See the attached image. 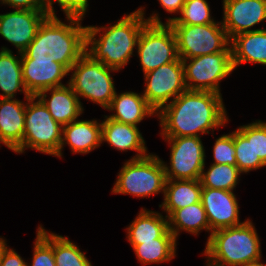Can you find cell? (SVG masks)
I'll return each instance as SVG.
<instances>
[{
    "instance_id": "6da1fadb",
    "label": "cell",
    "mask_w": 266,
    "mask_h": 266,
    "mask_svg": "<svg viewBox=\"0 0 266 266\" xmlns=\"http://www.w3.org/2000/svg\"><path fill=\"white\" fill-rule=\"evenodd\" d=\"M222 94L209 91H189L164 106L158 113L162 137H182L210 134L229 121Z\"/></svg>"
},
{
    "instance_id": "7a4b0ae2",
    "label": "cell",
    "mask_w": 266,
    "mask_h": 266,
    "mask_svg": "<svg viewBox=\"0 0 266 266\" xmlns=\"http://www.w3.org/2000/svg\"><path fill=\"white\" fill-rule=\"evenodd\" d=\"M144 10L141 7L130 14H125L108 27L86 26L85 53L107 67L118 71L124 68L132 57L134 48L137 47L143 27L147 23H163L157 13H152V16L145 19Z\"/></svg>"
},
{
    "instance_id": "3957f363",
    "label": "cell",
    "mask_w": 266,
    "mask_h": 266,
    "mask_svg": "<svg viewBox=\"0 0 266 266\" xmlns=\"http://www.w3.org/2000/svg\"><path fill=\"white\" fill-rule=\"evenodd\" d=\"M68 24L48 15L40 24L35 38L21 53V60H52L68 70L85 53L86 26L83 18L66 16Z\"/></svg>"
},
{
    "instance_id": "277c9868",
    "label": "cell",
    "mask_w": 266,
    "mask_h": 266,
    "mask_svg": "<svg viewBox=\"0 0 266 266\" xmlns=\"http://www.w3.org/2000/svg\"><path fill=\"white\" fill-rule=\"evenodd\" d=\"M207 266H247L262 258L260 239L252 221L215 230L207 238Z\"/></svg>"
},
{
    "instance_id": "5b68a950",
    "label": "cell",
    "mask_w": 266,
    "mask_h": 266,
    "mask_svg": "<svg viewBox=\"0 0 266 266\" xmlns=\"http://www.w3.org/2000/svg\"><path fill=\"white\" fill-rule=\"evenodd\" d=\"M166 180L162 160L150 153L145 157L129 159L124 163L112 193L145 198L160 192L164 193Z\"/></svg>"
},
{
    "instance_id": "8992f818",
    "label": "cell",
    "mask_w": 266,
    "mask_h": 266,
    "mask_svg": "<svg viewBox=\"0 0 266 266\" xmlns=\"http://www.w3.org/2000/svg\"><path fill=\"white\" fill-rule=\"evenodd\" d=\"M61 142L62 126L52 118L37 97L30 96L26 99L23 140L13 152L21 154L30 148L56 156L60 151Z\"/></svg>"
},
{
    "instance_id": "52a82bcc",
    "label": "cell",
    "mask_w": 266,
    "mask_h": 266,
    "mask_svg": "<svg viewBox=\"0 0 266 266\" xmlns=\"http://www.w3.org/2000/svg\"><path fill=\"white\" fill-rule=\"evenodd\" d=\"M113 71L118 72L84 53L69 70L72 75L68 84L79 100L83 97L106 109L116 93L114 79L110 74Z\"/></svg>"
},
{
    "instance_id": "ba28073f",
    "label": "cell",
    "mask_w": 266,
    "mask_h": 266,
    "mask_svg": "<svg viewBox=\"0 0 266 266\" xmlns=\"http://www.w3.org/2000/svg\"><path fill=\"white\" fill-rule=\"evenodd\" d=\"M177 40V52L180 59L231 52V40L222 22L203 25H170Z\"/></svg>"
},
{
    "instance_id": "9c48e42d",
    "label": "cell",
    "mask_w": 266,
    "mask_h": 266,
    "mask_svg": "<svg viewBox=\"0 0 266 266\" xmlns=\"http://www.w3.org/2000/svg\"><path fill=\"white\" fill-rule=\"evenodd\" d=\"M181 60L184 66V82L189 91L221 94V80L234 70L232 52H218Z\"/></svg>"
},
{
    "instance_id": "30bf717a",
    "label": "cell",
    "mask_w": 266,
    "mask_h": 266,
    "mask_svg": "<svg viewBox=\"0 0 266 266\" xmlns=\"http://www.w3.org/2000/svg\"><path fill=\"white\" fill-rule=\"evenodd\" d=\"M136 51L144 74L179 58L176 36L169 23H147Z\"/></svg>"
},
{
    "instance_id": "8fae6325",
    "label": "cell",
    "mask_w": 266,
    "mask_h": 266,
    "mask_svg": "<svg viewBox=\"0 0 266 266\" xmlns=\"http://www.w3.org/2000/svg\"><path fill=\"white\" fill-rule=\"evenodd\" d=\"M170 146V166L163 160L166 179L193 180L200 179L205 169V149L200 137H163Z\"/></svg>"
},
{
    "instance_id": "7c38bea8",
    "label": "cell",
    "mask_w": 266,
    "mask_h": 266,
    "mask_svg": "<svg viewBox=\"0 0 266 266\" xmlns=\"http://www.w3.org/2000/svg\"><path fill=\"white\" fill-rule=\"evenodd\" d=\"M144 79L146 88L142 94L157 113L187 90L180 58L147 72Z\"/></svg>"
},
{
    "instance_id": "4fadbf2b",
    "label": "cell",
    "mask_w": 266,
    "mask_h": 266,
    "mask_svg": "<svg viewBox=\"0 0 266 266\" xmlns=\"http://www.w3.org/2000/svg\"><path fill=\"white\" fill-rule=\"evenodd\" d=\"M49 11L14 9L0 14V35L23 53L35 38L36 32Z\"/></svg>"
},
{
    "instance_id": "5bb4252c",
    "label": "cell",
    "mask_w": 266,
    "mask_h": 266,
    "mask_svg": "<svg viewBox=\"0 0 266 266\" xmlns=\"http://www.w3.org/2000/svg\"><path fill=\"white\" fill-rule=\"evenodd\" d=\"M266 20V0H223L222 26L230 40Z\"/></svg>"
},
{
    "instance_id": "9a60e30c",
    "label": "cell",
    "mask_w": 266,
    "mask_h": 266,
    "mask_svg": "<svg viewBox=\"0 0 266 266\" xmlns=\"http://www.w3.org/2000/svg\"><path fill=\"white\" fill-rule=\"evenodd\" d=\"M201 202L212 232L244 223L240 222L238 200L232 191L202 187Z\"/></svg>"
},
{
    "instance_id": "2e32d148",
    "label": "cell",
    "mask_w": 266,
    "mask_h": 266,
    "mask_svg": "<svg viewBox=\"0 0 266 266\" xmlns=\"http://www.w3.org/2000/svg\"><path fill=\"white\" fill-rule=\"evenodd\" d=\"M23 82L27 92L36 96L43 90L63 86L61 80L69 70L52 60H21Z\"/></svg>"
},
{
    "instance_id": "e0dca14e",
    "label": "cell",
    "mask_w": 266,
    "mask_h": 266,
    "mask_svg": "<svg viewBox=\"0 0 266 266\" xmlns=\"http://www.w3.org/2000/svg\"><path fill=\"white\" fill-rule=\"evenodd\" d=\"M48 92L51 97L47 99ZM35 97L44 104L52 118L61 126L77 120L84 111L82 102L69 84L43 90Z\"/></svg>"
},
{
    "instance_id": "ac0fdd59",
    "label": "cell",
    "mask_w": 266,
    "mask_h": 266,
    "mask_svg": "<svg viewBox=\"0 0 266 266\" xmlns=\"http://www.w3.org/2000/svg\"><path fill=\"white\" fill-rule=\"evenodd\" d=\"M70 146L72 153L87 154L102 144V126L97 120H74L62 126V142L56 155L62 157L64 145Z\"/></svg>"
},
{
    "instance_id": "d6986e66",
    "label": "cell",
    "mask_w": 266,
    "mask_h": 266,
    "mask_svg": "<svg viewBox=\"0 0 266 266\" xmlns=\"http://www.w3.org/2000/svg\"><path fill=\"white\" fill-rule=\"evenodd\" d=\"M102 143L107 142L119 151L135 150L137 154L131 159H138L149 155L145 140L138 127L115 121L107 116L101 122ZM148 153V154H147Z\"/></svg>"
},
{
    "instance_id": "ffe728a7",
    "label": "cell",
    "mask_w": 266,
    "mask_h": 266,
    "mask_svg": "<svg viewBox=\"0 0 266 266\" xmlns=\"http://www.w3.org/2000/svg\"><path fill=\"white\" fill-rule=\"evenodd\" d=\"M26 102L0 98V144L14 151L23 140Z\"/></svg>"
},
{
    "instance_id": "44dd1931",
    "label": "cell",
    "mask_w": 266,
    "mask_h": 266,
    "mask_svg": "<svg viewBox=\"0 0 266 266\" xmlns=\"http://www.w3.org/2000/svg\"><path fill=\"white\" fill-rule=\"evenodd\" d=\"M115 113L107 116L115 121L137 127L144 118L151 117L157 112L149 105L143 94L136 92L115 93L110 105L106 108Z\"/></svg>"
},
{
    "instance_id": "7402d4cb",
    "label": "cell",
    "mask_w": 266,
    "mask_h": 266,
    "mask_svg": "<svg viewBox=\"0 0 266 266\" xmlns=\"http://www.w3.org/2000/svg\"><path fill=\"white\" fill-rule=\"evenodd\" d=\"M234 70L242 63L266 65V29L238 34L231 39Z\"/></svg>"
},
{
    "instance_id": "603a6c76",
    "label": "cell",
    "mask_w": 266,
    "mask_h": 266,
    "mask_svg": "<svg viewBox=\"0 0 266 266\" xmlns=\"http://www.w3.org/2000/svg\"><path fill=\"white\" fill-rule=\"evenodd\" d=\"M127 240L131 245L142 244L162 237L168 230V217L142 208L127 227Z\"/></svg>"
},
{
    "instance_id": "cb8c5ba5",
    "label": "cell",
    "mask_w": 266,
    "mask_h": 266,
    "mask_svg": "<svg viewBox=\"0 0 266 266\" xmlns=\"http://www.w3.org/2000/svg\"><path fill=\"white\" fill-rule=\"evenodd\" d=\"M202 186L199 179L193 180H166L164 201L160 208L168 217L174 210L201 201Z\"/></svg>"
},
{
    "instance_id": "d4e9b609",
    "label": "cell",
    "mask_w": 266,
    "mask_h": 266,
    "mask_svg": "<svg viewBox=\"0 0 266 266\" xmlns=\"http://www.w3.org/2000/svg\"><path fill=\"white\" fill-rule=\"evenodd\" d=\"M19 55L7 47L0 50V98H15L17 91L24 93L25 99L31 96L23 82L21 53Z\"/></svg>"
},
{
    "instance_id": "484cf974",
    "label": "cell",
    "mask_w": 266,
    "mask_h": 266,
    "mask_svg": "<svg viewBox=\"0 0 266 266\" xmlns=\"http://www.w3.org/2000/svg\"><path fill=\"white\" fill-rule=\"evenodd\" d=\"M169 230L175 236L176 240L180 231H185L194 235H198L203 229L212 233L207 220L206 211L202 202L188 205L184 208L174 210L168 216Z\"/></svg>"
},
{
    "instance_id": "4316f807",
    "label": "cell",
    "mask_w": 266,
    "mask_h": 266,
    "mask_svg": "<svg viewBox=\"0 0 266 266\" xmlns=\"http://www.w3.org/2000/svg\"><path fill=\"white\" fill-rule=\"evenodd\" d=\"M37 232L53 247L56 266H92L85 253L68 237L49 233L42 225Z\"/></svg>"
},
{
    "instance_id": "83f0119b",
    "label": "cell",
    "mask_w": 266,
    "mask_h": 266,
    "mask_svg": "<svg viewBox=\"0 0 266 266\" xmlns=\"http://www.w3.org/2000/svg\"><path fill=\"white\" fill-rule=\"evenodd\" d=\"M177 240L170 230L162 237L142 244L131 245L141 264L164 263L176 257Z\"/></svg>"
},
{
    "instance_id": "f1b7e54d",
    "label": "cell",
    "mask_w": 266,
    "mask_h": 266,
    "mask_svg": "<svg viewBox=\"0 0 266 266\" xmlns=\"http://www.w3.org/2000/svg\"><path fill=\"white\" fill-rule=\"evenodd\" d=\"M236 166L242 173L266 166L262 160H255L253 149V123L242 125L234 131Z\"/></svg>"
},
{
    "instance_id": "f546056e",
    "label": "cell",
    "mask_w": 266,
    "mask_h": 266,
    "mask_svg": "<svg viewBox=\"0 0 266 266\" xmlns=\"http://www.w3.org/2000/svg\"><path fill=\"white\" fill-rule=\"evenodd\" d=\"M241 174L237 166L212 163L207 171L202 170L199 180L202 187L234 192Z\"/></svg>"
},
{
    "instance_id": "4dcf8cb0",
    "label": "cell",
    "mask_w": 266,
    "mask_h": 266,
    "mask_svg": "<svg viewBox=\"0 0 266 266\" xmlns=\"http://www.w3.org/2000/svg\"><path fill=\"white\" fill-rule=\"evenodd\" d=\"M210 5L206 0H186L180 13L181 16L168 18L170 25H203L214 23Z\"/></svg>"
},
{
    "instance_id": "1f68e13d",
    "label": "cell",
    "mask_w": 266,
    "mask_h": 266,
    "mask_svg": "<svg viewBox=\"0 0 266 266\" xmlns=\"http://www.w3.org/2000/svg\"><path fill=\"white\" fill-rule=\"evenodd\" d=\"M213 163L236 166L234 131L215 140L213 146Z\"/></svg>"
},
{
    "instance_id": "d6a6232c",
    "label": "cell",
    "mask_w": 266,
    "mask_h": 266,
    "mask_svg": "<svg viewBox=\"0 0 266 266\" xmlns=\"http://www.w3.org/2000/svg\"><path fill=\"white\" fill-rule=\"evenodd\" d=\"M33 248V257L27 266H56L53 247L37 232Z\"/></svg>"
},
{
    "instance_id": "836d02e7",
    "label": "cell",
    "mask_w": 266,
    "mask_h": 266,
    "mask_svg": "<svg viewBox=\"0 0 266 266\" xmlns=\"http://www.w3.org/2000/svg\"><path fill=\"white\" fill-rule=\"evenodd\" d=\"M54 2L58 3L65 16H76L80 18H84L89 6L88 0H47L49 15L53 16H56V11L53 7Z\"/></svg>"
},
{
    "instance_id": "e575fe53",
    "label": "cell",
    "mask_w": 266,
    "mask_h": 266,
    "mask_svg": "<svg viewBox=\"0 0 266 266\" xmlns=\"http://www.w3.org/2000/svg\"><path fill=\"white\" fill-rule=\"evenodd\" d=\"M253 149L255 160H262L266 164V122H253Z\"/></svg>"
},
{
    "instance_id": "d590c367",
    "label": "cell",
    "mask_w": 266,
    "mask_h": 266,
    "mask_svg": "<svg viewBox=\"0 0 266 266\" xmlns=\"http://www.w3.org/2000/svg\"><path fill=\"white\" fill-rule=\"evenodd\" d=\"M14 9L48 11L47 0H0Z\"/></svg>"
},
{
    "instance_id": "8d00e7d4",
    "label": "cell",
    "mask_w": 266,
    "mask_h": 266,
    "mask_svg": "<svg viewBox=\"0 0 266 266\" xmlns=\"http://www.w3.org/2000/svg\"><path fill=\"white\" fill-rule=\"evenodd\" d=\"M0 266H27V263L14 249L7 248L1 259Z\"/></svg>"
},
{
    "instance_id": "74e56055",
    "label": "cell",
    "mask_w": 266,
    "mask_h": 266,
    "mask_svg": "<svg viewBox=\"0 0 266 266\" xmlns=\"http://www.w3.org/2000/svg\"><path fill=\"white\" fill-rule=\"evenodd\" d=\"M165 9L166 12L169 13H181L182 8L185 4L186 0H158Z\"/></svg>"
},
{
    "instance_id": "f35d334b",
    "label": "cell",
    "mask_w": 266,
    "mask_h": 266,
    "mask_svg": "<svg viewBox=\"0 0 266 266\" xmlns=\"http://www.w3.org/2000/svg\"><path fill=\"white\" fill-rule=\"evenodd\" d=\"M7 248H8V246L6 243V239H3L0 236V262H1V259L3 258V255H4Z\"/></svg>"
},
{
    "instance_id": "ab89813d",
    "label": "cell",
    "mask_w": 266,
    "mask_h": 266,
    "mask_svg": "<svg viewBox=\"0 0 266 266\" xmlns=\"http://www.w3.org/2000/svg\"><path fill=\"white\" fill-rule=\"evenodd\" d=\"M247 266H266V264H263L261 261H259V262L251 263Z\"/></svg>"
}]
</instances>
